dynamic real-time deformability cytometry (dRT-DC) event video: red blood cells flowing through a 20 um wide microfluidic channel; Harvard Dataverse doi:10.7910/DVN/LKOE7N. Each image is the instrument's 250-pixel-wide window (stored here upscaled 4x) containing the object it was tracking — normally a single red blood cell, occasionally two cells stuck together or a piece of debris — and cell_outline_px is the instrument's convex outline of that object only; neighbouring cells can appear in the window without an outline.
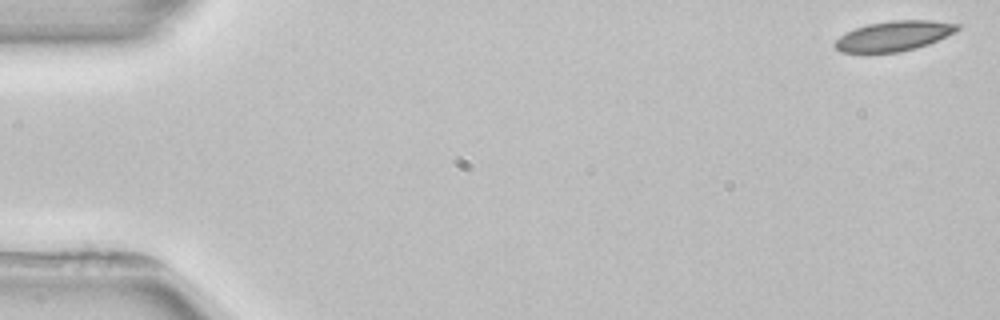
{"species": "common noctule bat (a hibernating species)", "species_latin": "Nyctalus noctula", "temperature_condition": "room temperature", "stored_images_in_passage": 5, "camera_frame_rate_fps": 3000, "um_per_image_px": 0.085, "animal": {"sex": "female", "body_mass_g": 22.7, "forearm_length_mm": 54.2}, "frame": {"image": 1, "passage_image": 1, "time_ms": 0.0, "image_size_px": [1000, 320], "cell_outline_px": [[960, 28], [956, 32], [928, 44], [916, 48], [896, 52], [840, 52], [832, 44], [840, 36], [856, 28], [868, 24], [892, 20], [932, 20], [960, 24]], "centroid_in_image_um": [76.01, 3.05], "position_along_channel_um": 9.0, "area_um2": 21.27}}
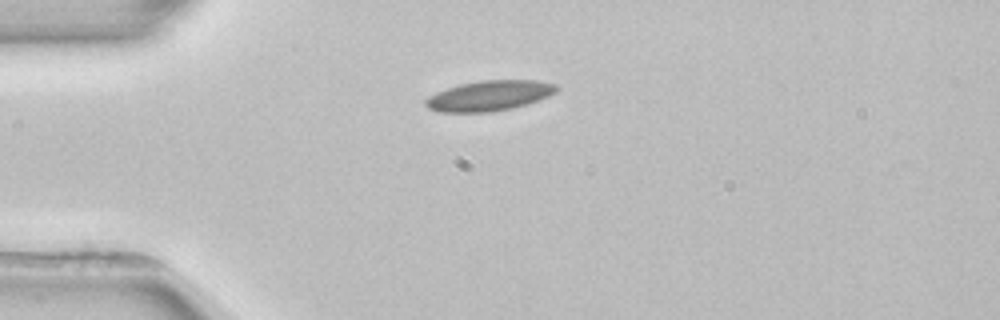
{"frame": {"image": 2, "passage_image": 4, "time_ms": 4.0, "image_size_px": [1000, 320], "cell_outline_px": [[560, 88], [556, 92], [548, 96], [512, 108], [492, 112], [436, 112], [428, 108], [424, 104], [424, 100], [428, 96], [436, 92], [460, 84], [484, 80], [536, 80], [556, 84]], "centroid_in_image_um": [41.56, 8.13], "position_along_channel_um": 43.4, "area_um2": 23.06}}